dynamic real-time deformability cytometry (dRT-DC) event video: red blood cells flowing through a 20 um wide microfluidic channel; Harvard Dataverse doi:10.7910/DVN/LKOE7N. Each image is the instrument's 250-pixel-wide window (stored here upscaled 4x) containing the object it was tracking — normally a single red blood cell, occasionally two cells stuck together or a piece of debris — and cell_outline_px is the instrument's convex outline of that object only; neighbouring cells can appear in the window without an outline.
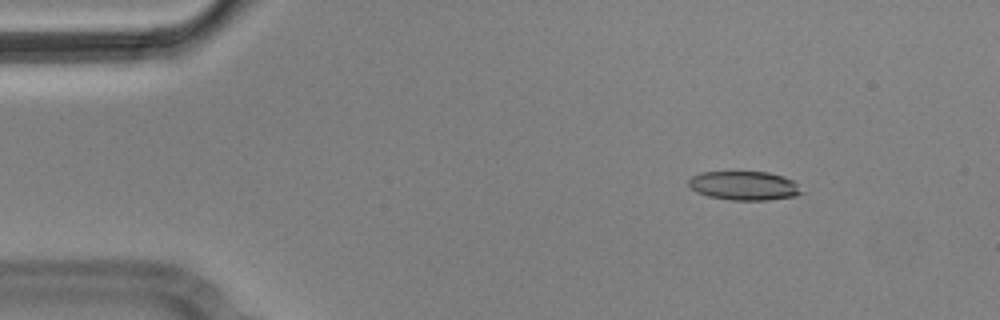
{"species": "Egyptian fruit bat (a non-hibernating species)", "species_latin": "Rousettus aegyptiacus", "temperature_condition": "cold", "stored_images_in_passage": 3, "camera_frame_rate_fps": 3000, "um_per_image_px": 0.085, "animal": {"sex": "male"}, "frame": {"image": 1, "passage_image": 1, "time_ms": 0.0, "image_size_px": [1000, 320], "cell_outline_px": [[804, 192], [796, 196], [768, 200], [732, 200], [708, 196], [696, 192], [688, 184], [688, 180], [692, 176], [700, 172], [768, 172], [784, 176], [792, 180]], "centroid_in_image_um": [63.26, 15.78], "position_along_channel_um": 21.7, "area_um2": 19.07}}